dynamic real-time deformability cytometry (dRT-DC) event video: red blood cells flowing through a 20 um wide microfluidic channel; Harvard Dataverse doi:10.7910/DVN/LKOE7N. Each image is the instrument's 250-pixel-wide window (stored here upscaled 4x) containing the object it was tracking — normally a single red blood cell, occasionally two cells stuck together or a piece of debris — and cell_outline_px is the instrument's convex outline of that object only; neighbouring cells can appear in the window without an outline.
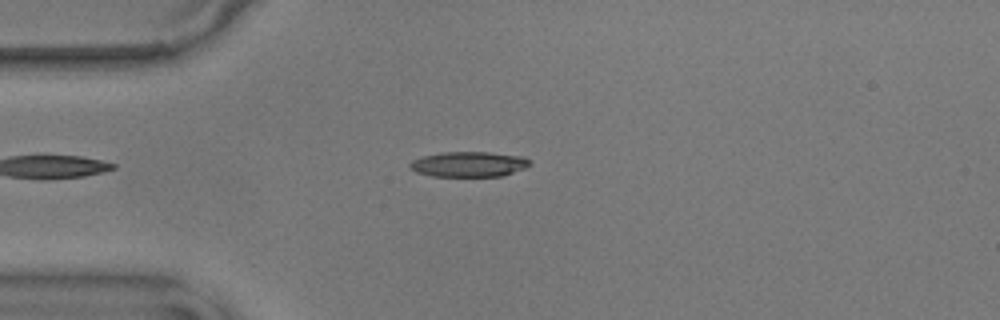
{"species": "common noctule bat (a hibernating species)", "species_latin": "Nyctalus noctula", "temperature_condition": "warm", "stored_images_in_passage": 54, "camera_frame_rate_fps": 3000, "um_per_image_px": 0.085, "animal": {"sex": "male", "body_mass_g": 17.9}, "frame": {"image": 1, "passage_image": 12, "time_ms": 3.667, "image_size_px": [1000, 320], "cell_outline_px": [[532, 164], [524, 168], [500, 176], [432, 176], [416, 172], [408, 168], [408, 164], [412, 160], [424, 156], [440, 152], [488, 152], [524, 156], [532, 160]], "centroid_in_image_um": [39.84, 13.95], "position_along_channel_um": 45.2, "area_um2": 17.74}}
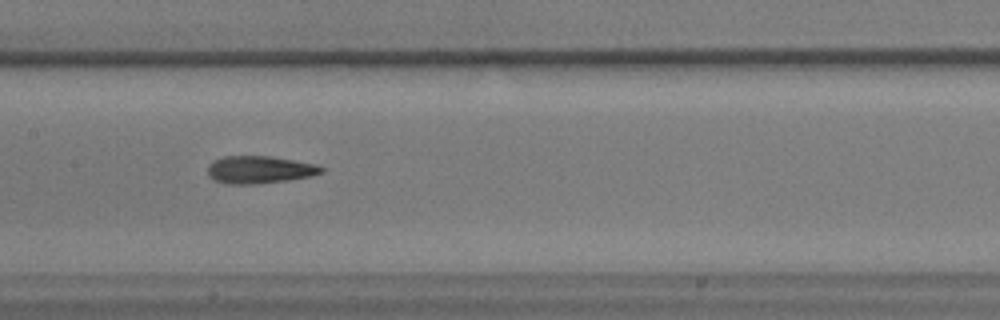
{"frame": {"image": 2, "passage_image": 25, "time_ms": 8.0, "image_size_px": [1000, 320], "cell_outline_px": [[324, 172], [308, 176], [284, 180], [252, 184], [224, 184], [208, 176], [208, 164], [224, 156], [268, 156], [316, 164], [324, 168]], "centroid_in_image_um": [22.02, 14.42], "position_along_channel_um": 185.4, "area_um2": 17.92}}
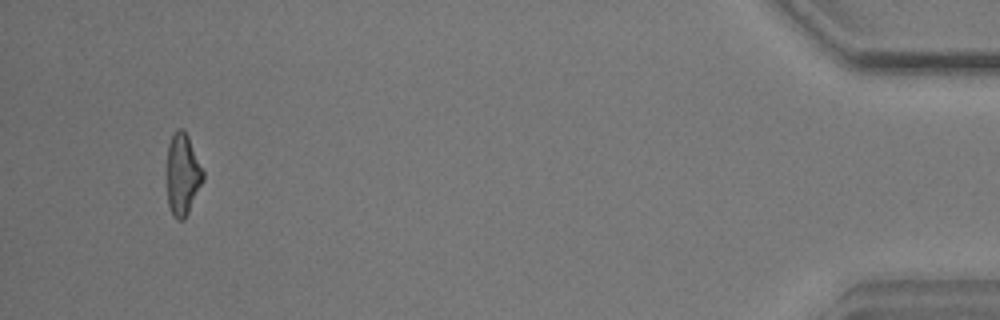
{"frame": {"image": 3, "passage_image": 51, "time_ms": 16.667, "image_size_px": [1000, 320], "cell_outline_px": [[204, 180], [184, 220], [176, 220], [172, 216], [168, 204], [168, 144], [172, 132], [176, 128], [184, 128], [188, 136], [204, 172]], "centroid_in_image_um": [15.53, 14.81], "position_along_channel_um": 419.7, "area_um2": 17.22}}